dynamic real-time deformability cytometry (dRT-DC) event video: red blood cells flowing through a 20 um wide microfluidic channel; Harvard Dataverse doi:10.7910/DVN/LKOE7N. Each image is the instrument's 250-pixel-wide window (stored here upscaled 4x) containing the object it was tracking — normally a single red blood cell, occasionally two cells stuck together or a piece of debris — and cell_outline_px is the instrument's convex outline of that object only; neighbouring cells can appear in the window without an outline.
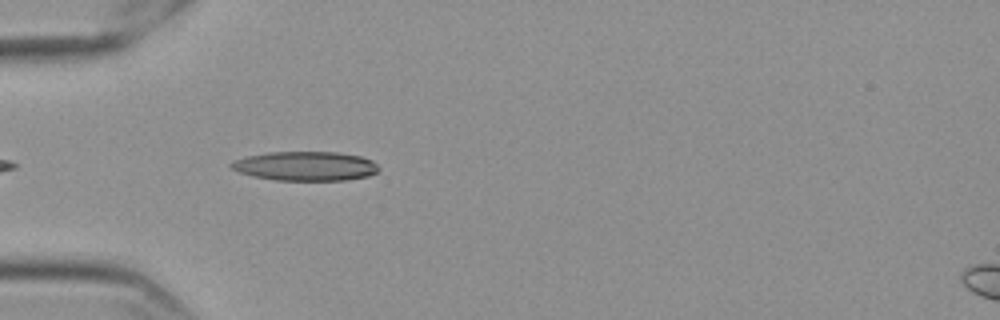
{"species": "Egyptian fruit bat (a non-hibernating species)", "species_latin": "Rousettus aegyptiacus", "temperature_condition": "cold", "stored_images_in_passage": 27, "camera_frame_rate_fps": 3000, "um_per_image_px": 0.085, "frame": {"image": 1, "passage_image": 1, "time_ms": 0.0, "image_size_px": [1000, 320], "cell_outline_px": [[380, 168], [376, 172], [368, 176], [344, 180], [276, 180], [252, 176], [240, 172], [232, 168], [228, 164], [232, 160], [248, 156], [268, 152], [336, 152], [360, 156], [372, 160]], "centroid_in_image_um": [25.95, 14.11], "position_along_channel_um": 59.1, "area_um2": 25.09}}
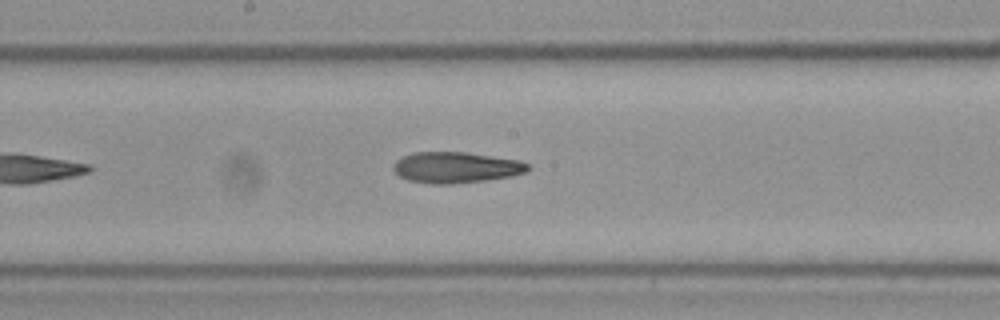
{"frame": {"image": 2, "passage_image": 14, "time_ms": 4.333, "image_size_px": [1000, 320], "cell_outline_px": [[532, 168], [528, 172], [512, 176], [484, 180], [452, 184], [432, 184], [408, 180], [400, 176], [392, 168], [392, 164], [396, 160], [412, 152], [464, 152], [520, 160], [528, 164]], "centroid_in_image_um": [38.77, 14.23], "position_along_channel_um": 209.4, "area_um2": 24.39}}
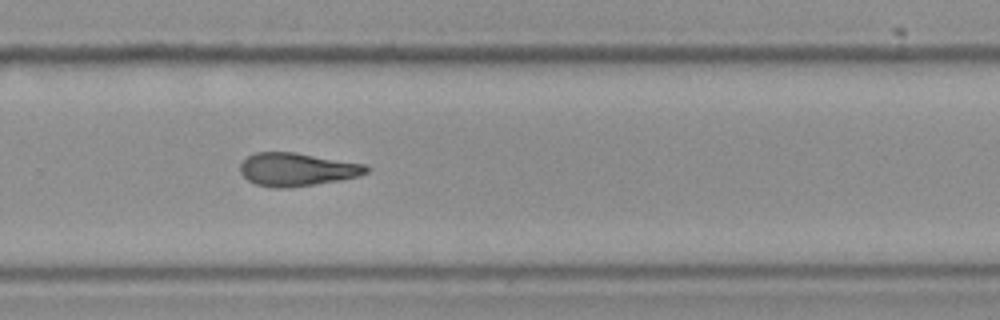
{"frame": {"image": 3, "passage_image": 22, "time_ms": 7.0, "image_size_px": [1000, 320], "cell_outline_px": [[368, 172], [360, 176], [340, 180], [288, 188], [272, 188], [256, 184], [248, 180], [240, 172], [240, 164], [248, 156], [256, 152], [296, 152], [364, 164], [368, 168]], "centroid_in_image_um": [25.23, 14.4], "position_along_channel_um": 304.6, "area_um2": 24.33}}